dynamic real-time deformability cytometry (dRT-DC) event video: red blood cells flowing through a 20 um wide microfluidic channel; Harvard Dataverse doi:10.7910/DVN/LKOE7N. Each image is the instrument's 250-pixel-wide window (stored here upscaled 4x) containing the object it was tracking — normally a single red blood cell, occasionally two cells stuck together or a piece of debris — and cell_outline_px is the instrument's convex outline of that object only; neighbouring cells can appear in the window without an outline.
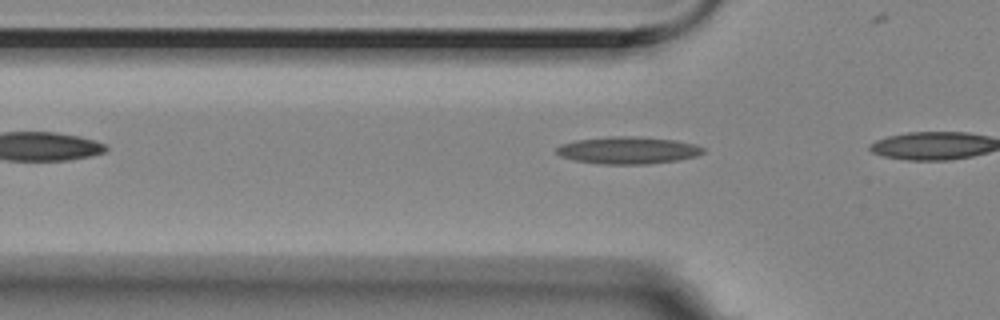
{"species": "Egyptian fruit bat (a non-hibernating species)", "species_latin": "Rousettus aegyptiacus", "temperature_condition": "room temperature", "stored_images_in_passage": 6, "camera_frame_rate_fps": 3000, "um_per_image_px": 0.085, "animal": {"sex": "female"}, "frame": {"image": 1, "passage_image": 6, "time_ms": 1.667, "image_size_px": [1000, 320], "cell_outline_px": [[704, 152], [696, 156], [676, 160], [644, 164], [600, 164], [576, 160], [560, 156], [556, 152], [556, 148], [560, 144], [576, 140], [608, 136], [636, 136], [676, 140], [696, 144], [704, 148]], "centroid_in_image_um": [53.37, 12.76], "position_along_channel_um": 72.4, "area_um2": 23.24}}